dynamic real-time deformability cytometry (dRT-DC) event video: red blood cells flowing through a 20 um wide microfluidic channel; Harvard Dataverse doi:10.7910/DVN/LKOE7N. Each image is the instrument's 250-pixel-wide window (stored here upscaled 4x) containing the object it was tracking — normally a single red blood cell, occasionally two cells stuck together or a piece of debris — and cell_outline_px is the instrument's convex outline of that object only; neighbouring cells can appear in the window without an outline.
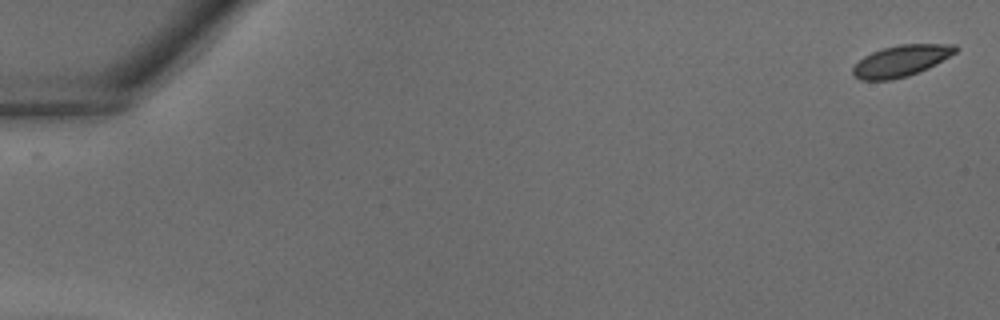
{"species": "common noctule bat (a hibernating species)", "species_latin": "Nyctalus noctula", "temperature_condition": "warm", "stored_images_in_passage": 12, "camera_frame_rate_fps": 3000, "um_per_image_px": 0.085, "animal": {"sex": "male", "body_mass_g": 18.8}, "frame": {"image": 1, "passage_image": 1, "time_ms": 0.0, "image_size_px": [1000, 320], "cell_outline_px": [[956, 52], [928, 68], [908, 76], [892, 80], [860, 80], [852, 72], [852, 68], [864, 56], [872, 52], [884, 48], [900, 44], [956, 44]], "centroid_in_image_um": [76.58, 5.17], "position_along_channel_um": 8.4, "area_um2": 18.5}}
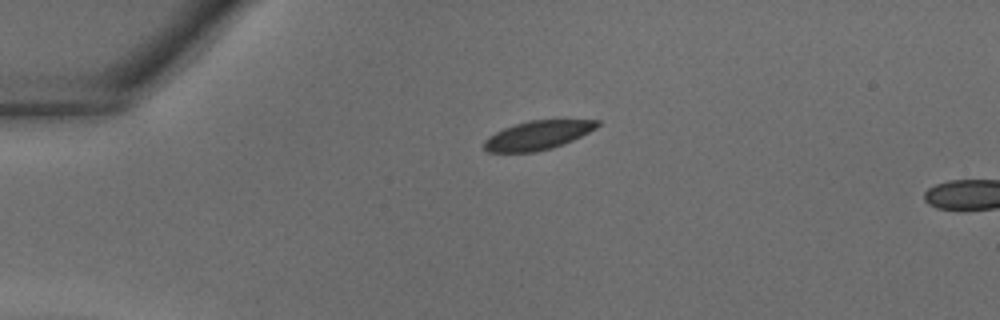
{"frame": {"image": 2, "passage_image": 10, "time_ms": 3.0, "image_size_px": [1000, 320], "cell_outline_px": [[600, 124], [596, 128], [564, 144], [552, 148], [536, 152], [488, 152], [484, 148], [484, 140], [488, 136], [504, 128], [528, 120], [600, 120]], "centroid_in_image_um": [45.69, 11.5], "position_along_channel_um": 39.3, "area_um2": 18.96}}